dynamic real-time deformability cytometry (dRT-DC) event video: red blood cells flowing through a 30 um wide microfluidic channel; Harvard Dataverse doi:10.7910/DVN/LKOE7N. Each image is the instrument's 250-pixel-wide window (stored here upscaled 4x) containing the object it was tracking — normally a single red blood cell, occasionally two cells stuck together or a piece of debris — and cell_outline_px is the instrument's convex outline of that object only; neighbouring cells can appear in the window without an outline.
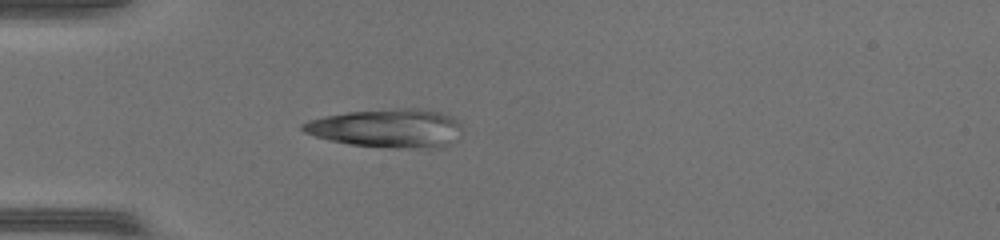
{"species": "common noctule bat (a hibernating species)", "species_latin": "Nyctalus noctula", "temperature_condition": "warm", "stored_images_in_passage": 36, "camera_frame_rate_fps": 3000, "um_per_image_px": 0.085, "animal": {"sex": "female", "body_mass_g": 17.0, "forearm_length_mm": 48.0}, "frame": {"image": 1, "passage_image": 5, "time_ms": 1.333, "image_size_px": [1000, 240], "cell_outline_px": [[460, 140], [440, 148], [388, 148], [348, 144], [328, 140], [304, 132], [300, 128], [300, 124], [308, 120], [324, 116], [348, 112], [396, 108], [416, 108], [440, 112], [452, 116], [460, 120]], "centroid_in_image_um": [32.95, 10.91], "position_along_channel_um": 52.0, "area_um2": 36.47}}